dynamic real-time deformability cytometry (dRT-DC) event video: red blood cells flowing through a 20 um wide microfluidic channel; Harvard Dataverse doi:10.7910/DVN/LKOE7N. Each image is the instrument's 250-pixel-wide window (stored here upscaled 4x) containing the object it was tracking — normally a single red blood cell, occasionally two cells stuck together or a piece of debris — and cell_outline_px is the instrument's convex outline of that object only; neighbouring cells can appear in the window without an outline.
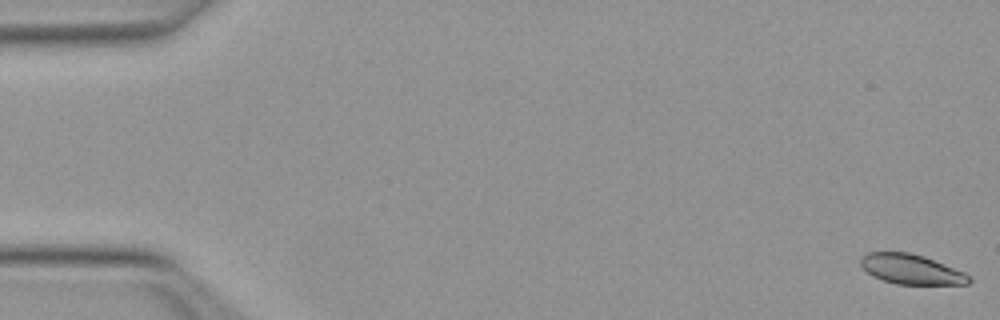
{"species": "Egyptian fruit bat (a non-hibernating species)", "species_latin": "Rousettus aegyptiacus", "temperature_condition": "warm", "stored_images_in_passage": 53, "camera_frame_rate_fps": 3000, "um_per_image_px": 0.085, "animal": {"sex": "female"}, "frame": {"image": 1, "passage_image": 1, "time_ms": 0.0, "image_size_px": [1000, 320], "cell_outline_px": [[972, 280], [968, 284], [896, 284], [872, 276], [860, 264], [860, 256], [868, 252], [908, 252], [924, 256], [964, 272], [972, 276]], "centroid_in_image_um": [77.46, 22.88], "position_along_channel_um": 7.5, "area_um2": 18.84}}
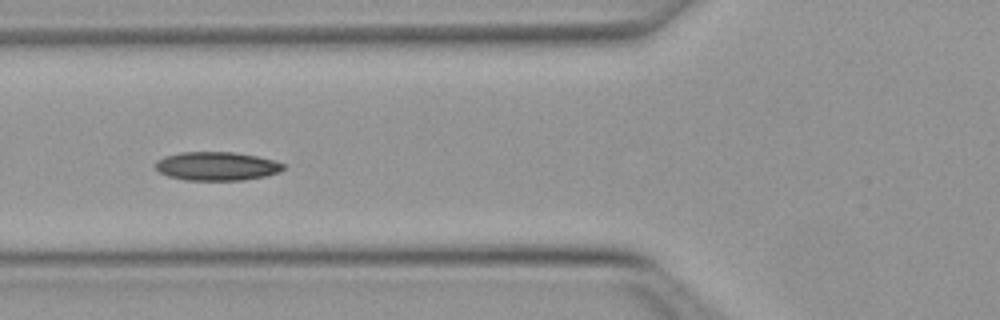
{"frame": {"image": 2, "passage_image": 20, "time_ms": 6.333, "image_size_px": [1000, 320], "cell_outline_px": [[284, 168], [280, 172], [264, 176], [244, 180], [184, 180], [168, 176], [160, 172], [156, 168], [156, 160], [164, 156], [180, 152], [232, 152], [256, 156], [272, 160], [284, 164]], "centroid_in_image_um": [18.4, 14.12], "position_along_channel_um": 107.4, "area_um2": 21.27}}
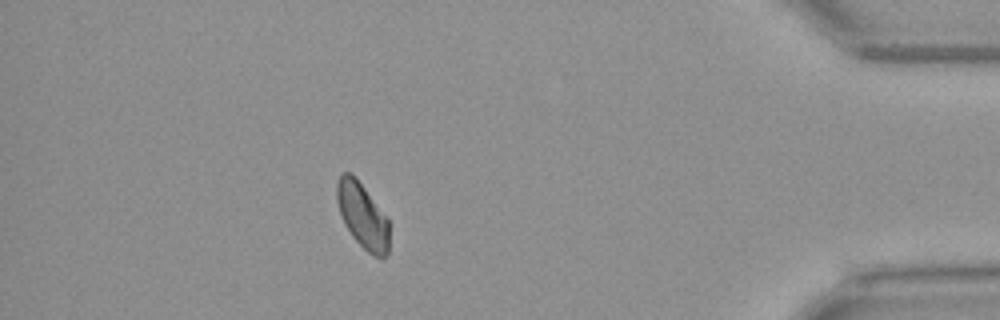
{"frame": {"image": 3, "passage_image": 46, "time_ms": 15.0, "image_size_px": [1000, 320], "cell_outline_px": [[388, 252], [384, 260], [380, 260], [368, 252], [352, 236], [344, 224], [336, 200], [336, 184], [340, 176], [344, 172], [352, 172], [356, 176], [388, 216]], "centroid_in_image_um": [30.83, 18.31], "position_along_channel_um": 404.4, "area_um2": 20.35}, "authors_computed_cell_mechanics": {"area_um2": 20.519, "velocity_mm_per_s": 3.9892, "shape_relaxation_time_tau1_ms": 9.0159, "shape_relaxation_time_tau2_ms": null, "deformation_change_tau1": 0.1489, "deformation_change_tau2": null}}